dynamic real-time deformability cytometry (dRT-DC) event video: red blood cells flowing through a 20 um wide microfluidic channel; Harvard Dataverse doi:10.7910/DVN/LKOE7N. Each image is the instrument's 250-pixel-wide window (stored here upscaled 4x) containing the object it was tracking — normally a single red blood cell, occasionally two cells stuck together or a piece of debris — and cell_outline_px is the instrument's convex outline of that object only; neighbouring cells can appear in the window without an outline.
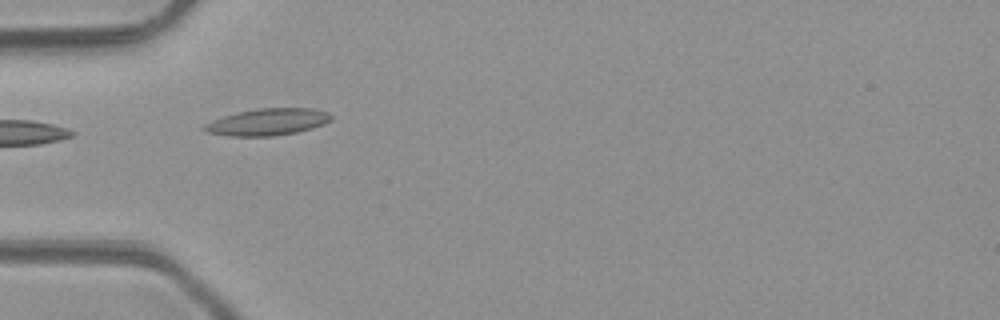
{"species": "common noctule bat (a hibernating species)", "species_latin": "Nyctalus noctula", "temperature_condition": "room temperature", "stored_images_in_passage": 3, "camera_frame_rate_fps": 3000, "um_per_image_px": 0.085, "animal": {"sex": "male", "body_mass_g": 23.1, "forearm_length_mm": 52.7}, "frame": {"image": 1, "passage_image": 1, "time_ms": 0.0, "image_size_px": [1000, 320], "cell_outline_px": [[332, 120], [324, 124], [312, 128], [296, 132], [272, 136], [228, 136], [208, 132], [200, 128], [204, 124], [212, 120], [224, 116], [256, 108], [312, 108], [328, 112], [332, 116]], "centroid_in_image_um": [22.75, 10.36], "position_along_channel_um": 62.2, "area_um2": 19.83}}
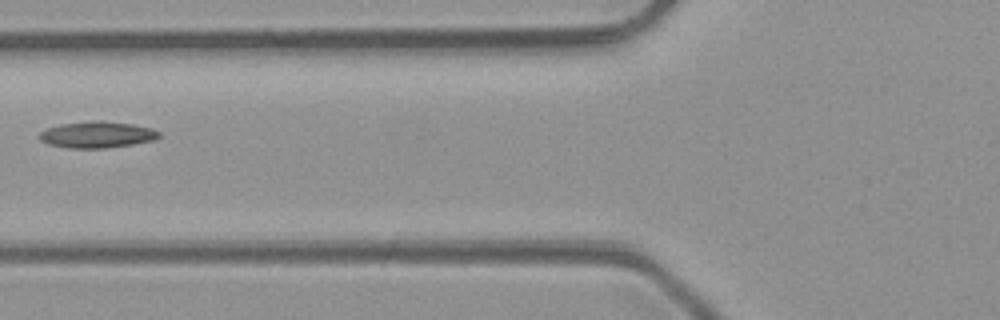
{"frame": {"image": 2, "passage_image": 2, "time_ms": 1.333, "image_size_px": [1000, 320], "cell_outline_px": [[160, 136], [156, 140], [108, 148], [68, 148], [48, 144], [40, 140], [40, 132], [48, 128], [60, 124], [92, 120], [100, 120], [132, 124], [152, 128], [160, 132]], "centroid_in_image_um": [8.27, 11.44], "position_along_channel_um": 117.5, "area_um2": 18.5}}
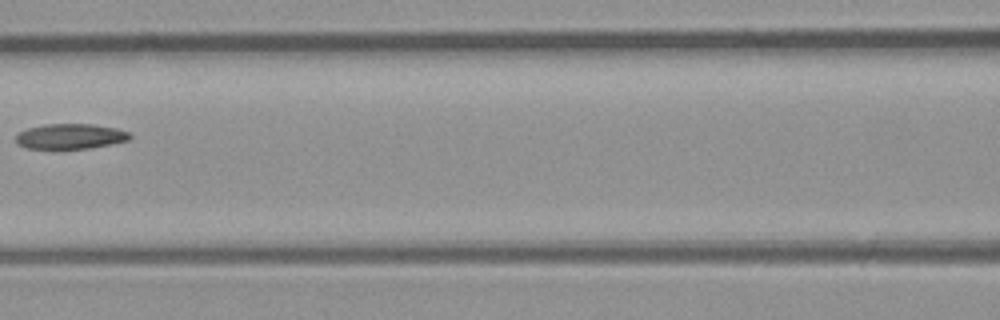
{"frame": {"image": 3, "passage_image": 3, "time_ms": 2.333, "image_size_px": [1000, 320], "cell_outline_px": [[132, 136], [128, 140], [112, 144], [92, 148], [24, 148], [16, 144], [16, 136], [20, 132], [28, 128], [44, 124], [92, 124], [116, 128], [128, 132]], "centroid_in_image_um": [5.98, 11.59], "position_along_channel_um": 160.6, "area_um2": 16.7}}